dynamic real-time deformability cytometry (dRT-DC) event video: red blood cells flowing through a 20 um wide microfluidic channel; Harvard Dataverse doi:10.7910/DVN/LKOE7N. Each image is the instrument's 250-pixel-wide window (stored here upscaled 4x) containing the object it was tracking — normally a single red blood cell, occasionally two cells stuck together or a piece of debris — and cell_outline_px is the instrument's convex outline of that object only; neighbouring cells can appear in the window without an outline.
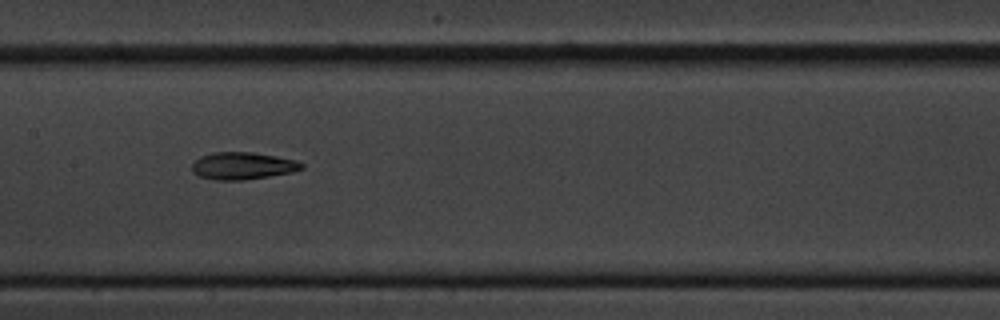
{"species": "common noctule bat (a hibernating species)", "species_latin": "Nyctalus noctula", "temperature_condition": "cold", "stored_images_in_passage": 11, "camera_frame_rate_fps": 3000, "um_per_image_px": 0.085, "animal": {"sex": "male", "body_mass_g": 20.1, "forearm_length_mm": 53.5}, "frame": {"image": 1, "passage_image": 4, "time_ms": 3.333, "image_size_px": [1000, 320], "cell_outline_px": [[304, 168], [292, 172], [244, 180], [216, 180], [200, 176], [192, 172], [192, 164], [200, 156], [212, 152], [252, 152], [276, 156], [296, 160], [304, 164]], "centroid_in_image_um": [20.62, 14.09], "position_along_channel_um": 186.8, "area_um2": 17.4}}
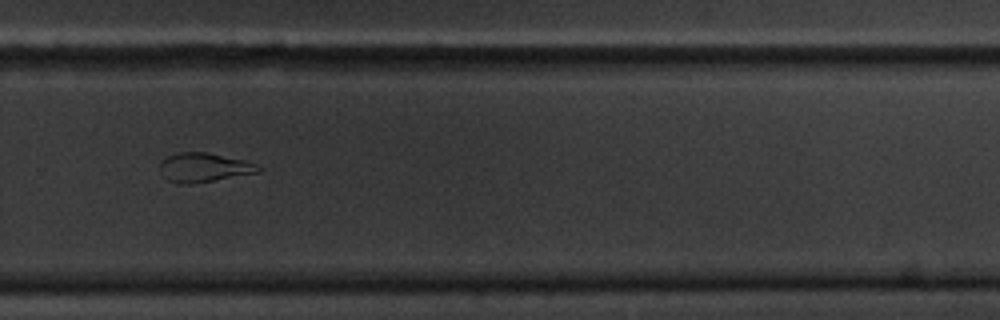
{"frame": {"image": 2, "passage_image": 7, "time_ms": 7.0, "image_size_px": [1000, 320], "cell_outline_px": [[264, 168], [260, 172], [192, 184], [180, 184], [168, 180], [164, 176], [160, 164], [168, 156], [176, 152], [204, 152], [244, 160], [256, 164]], "centroid_in_image_um": [17.37, 14.24], "position_along_channel_um": 312.4, "area_um2": 16.53}}
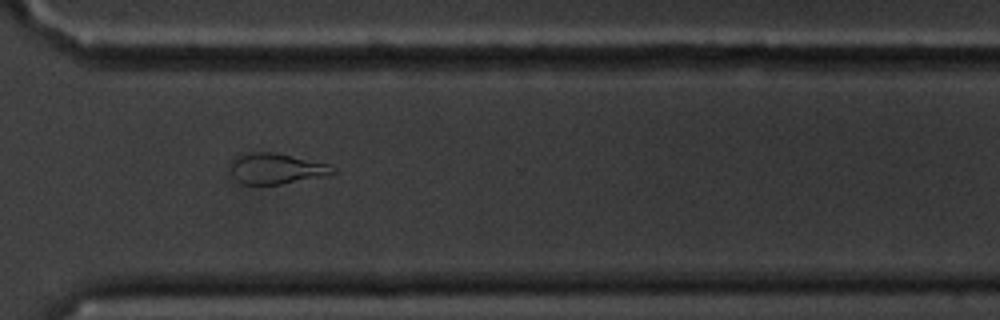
{"frame": {"image": 3, "passage_image": 8, "time_ms": 8.0, "image_size_px": [1000, 320], "cell_outline_px": [[336, 172], [324, 176], [280, 184], [244, 184], [236, 180], [228, 164], [240, 152], [268, 152], [328, 164], [336, 168]], "centroid_in_image_um": [23.41, 14.33], "position_along_channel_um": 347.2, "area_um2": 18.09}, "authors_computed_cell_mechanics": {"area_um2": 17.3978, "velocity_mm_per_s": 3.4427, "shape_relaxation_time_tau1_ms": 5.412, "shape_relaxation_time_tau2_ms": null, "deformation_change_tau1": 0.1467, "deformation_change_tau2": null}}